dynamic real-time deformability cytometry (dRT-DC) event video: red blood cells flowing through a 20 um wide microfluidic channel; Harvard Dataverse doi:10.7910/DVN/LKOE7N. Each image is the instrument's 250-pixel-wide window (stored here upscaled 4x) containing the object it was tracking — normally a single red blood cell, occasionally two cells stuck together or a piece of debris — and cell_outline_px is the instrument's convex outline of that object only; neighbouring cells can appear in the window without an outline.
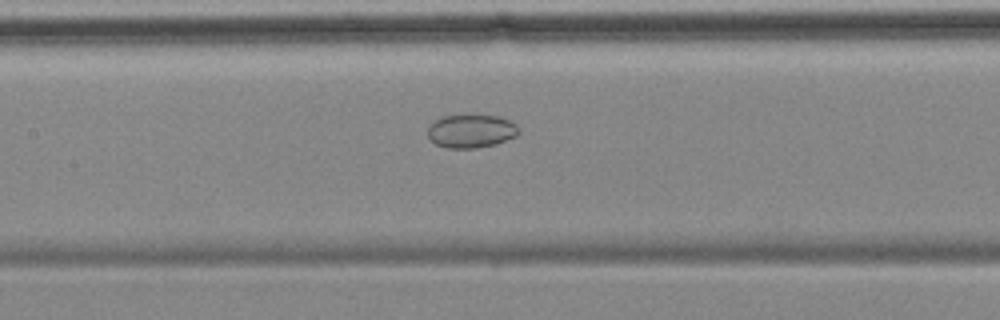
{"species": "common noctule bat (a hibernating species)", "species_latin": "Nyctalus noctula", "temperature_condition": "cold", "stored_images_in_passage": 57, "camera_frame_rate_fps": 3000, "um_per_image_px": 0.085, "animal": {"sex": "female", "body_mass_g": 18.4}, "frame": {"image": 1, "passage_image": 26, "time_ms": 8.333, "image_size_px": [1000, 320], "cell_outline_px": [[520, 132], [516, 136], [496, 144], [472, 148], [448, 148], [436, 144], [428, 136], [428, 128], [440, 116], [496, 116], [512, 120], [520, 128]], "centroid_in_image_um": [40.09, 11.15], "position_along_channel_um": 167.3, "area_um2": 17.51}}
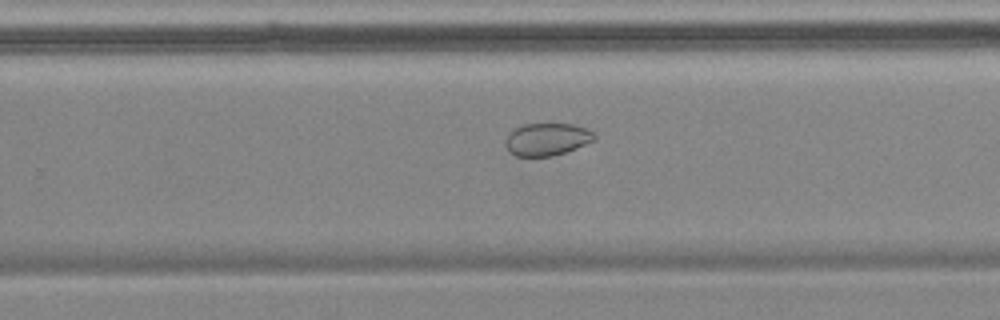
{"frame": {"image": 2, "passage_image": 36, "time_ms": 11.667, "image_size_px": [1000, 320], "cell_outline_px": [[596, 136], [592, 140], [576, 148], [552, 156], [516, 156], [508, 152], [504, 144], [504, 140], [508, 132], [512, 128], [520, 124], [572, 124], [588, 128]], "centroid_in_image_um": [46.4, 11.83], "position_along_channel_um": 283.4, "area_um2": 16.99}}
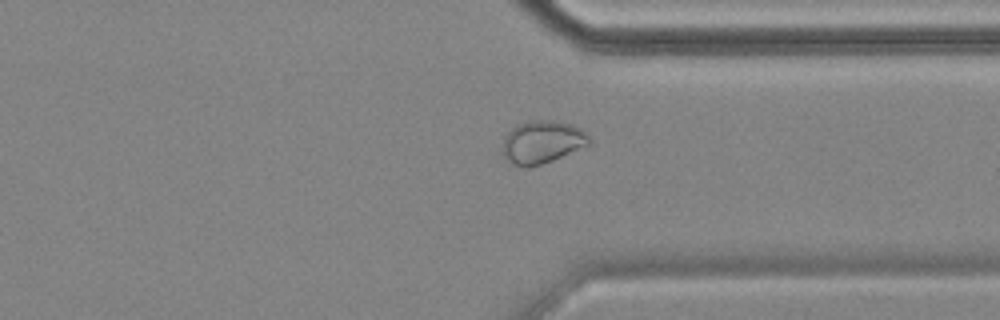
{"frame": {"image": 3, "passage_image": 43, "time_ms": 14.0, "image_size_px": [1000, 320], "cell_outline_px": [[592, 140], [588, 144], [552, 160], [540, 164], [524, 168], [512, 164], [504, 156], [500, 148], [504, 136], [516, 124], [528, 120], [556, 120], [572, 124], [588, 132]], "centroid_in_image_um": [46.05, 12.05], "position_along_channel_um": 365.4, "area_um2": 21.85}, "authors_computed_cell_mechanics": {"area_um2": 24.3916, "velocity_mm_per_s": 3.4986, "shape_relaxation_time_tau1_ms": null, "shape_relaxation_time_tau2_ms": 3.7546, "deformation_change_tau1": null, "deformation_change_tau2": 0.0449}}